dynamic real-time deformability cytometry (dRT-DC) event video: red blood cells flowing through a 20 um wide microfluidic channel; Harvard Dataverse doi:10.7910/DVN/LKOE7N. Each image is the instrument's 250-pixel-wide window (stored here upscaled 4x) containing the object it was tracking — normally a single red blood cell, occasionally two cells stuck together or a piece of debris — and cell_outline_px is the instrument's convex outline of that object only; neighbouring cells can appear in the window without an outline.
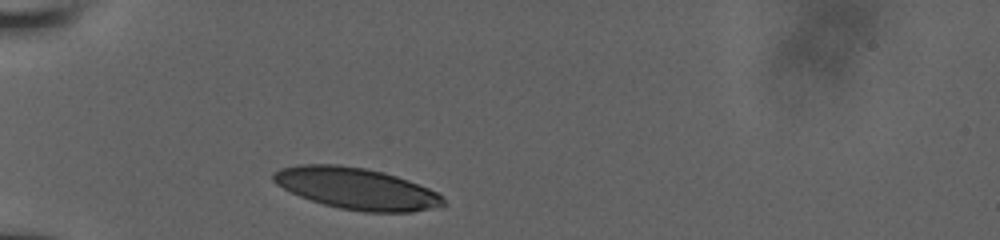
{"species": "human", "species_latin": "Homo sapiens", "temperature_condition": "room temperature", "stored_images_in_passage": 3, "camera_frame_rate_fps": 3000, "um_per_image_px": 0.085, "donor": {"sex": "male"}, "frame": {"image": 1, "passage_image": 1, "time_ms": 0.0, "image_size_px": [1000, 240], "cell_outline_px": [[448, 204], [440, 208], [412, 212], [364, 212], [340, 208], [324, 204], [300, 196], [276, 184], [272, 180], [272, 172], [280, 168], [296, 164], [336, 164], [364, 168], [384, 172], [408, 180], [428, 188], [436, 192]], "centroid_in_image_um": [30.31, 16.02], "position_along_channel_um": 54.7, "area_um2": 41.21}}
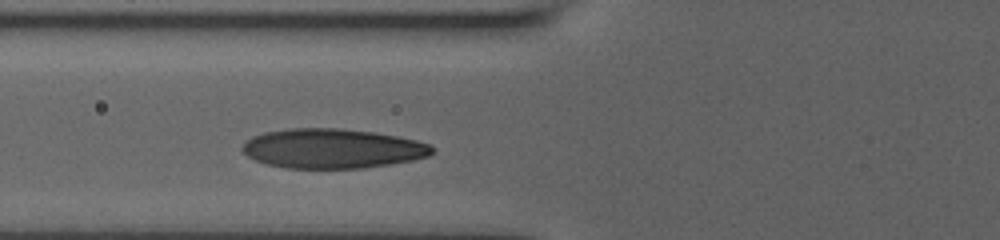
{"frame": {"image": 2, "passage_image": 3, "time_ms": 1.667, "image_size_px": [1000, 240], "cell_outline_px": [[432, 152], [428, 156], [412, 160], [364, 168], [288, 168], [264, 164], [248, 156], [240, 148], [252, 136], [264, 132], [288, 128], [340, 128], [372, 132], [396, 136], [416, 140], [428, 144], [432, 148]], "centroid_in_image_um": [28.21, 12.62], "position_along_channel_um": 97.6, "area_um2": 43.58}}